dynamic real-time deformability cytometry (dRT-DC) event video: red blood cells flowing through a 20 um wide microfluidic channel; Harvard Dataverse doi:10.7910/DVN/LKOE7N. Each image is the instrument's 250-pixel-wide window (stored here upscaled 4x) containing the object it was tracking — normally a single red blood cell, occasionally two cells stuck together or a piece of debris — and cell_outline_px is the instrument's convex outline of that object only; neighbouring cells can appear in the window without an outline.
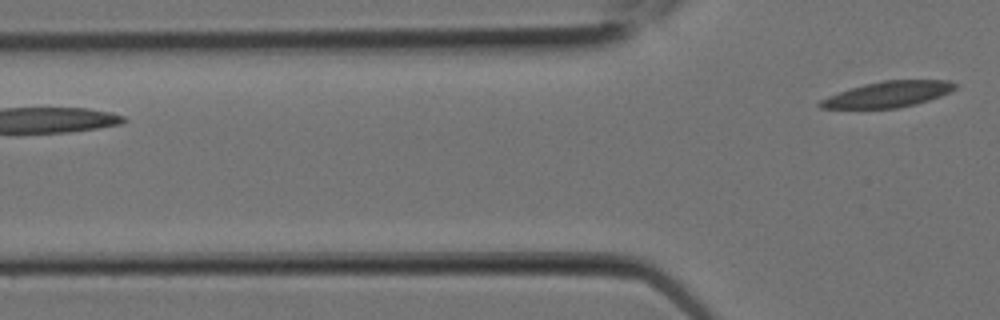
{"species": "Egyptian fruit bat (a non-hibernating species)", "species_latin": "Rousettus aegyptiacus", "temperature_condition": "room temperature", "stored_images_in_passage": 5, "segment_of_instrument_passage": [2, 2], "camera_frame_rate_fps": 3000, "um_per_image_px": 0.085, "animal": {"sex": "female"}, "frame": {"image": 1, "passage_image": 5, "time_ms": 1.333, "image_size_px": [1000, 320], "cell_outline_px": [[956, 88], [940, 96], [916, 104], [896, 108], [820, 108], [816, 104], [820, 100], [828, 96], [864, 84], [884, 80], [948, 80], [956, 84]], "centroid_in_image_um": [75.47, 8.01], "position_along_channel_um": 50.3, "area_um2": 20.06}}